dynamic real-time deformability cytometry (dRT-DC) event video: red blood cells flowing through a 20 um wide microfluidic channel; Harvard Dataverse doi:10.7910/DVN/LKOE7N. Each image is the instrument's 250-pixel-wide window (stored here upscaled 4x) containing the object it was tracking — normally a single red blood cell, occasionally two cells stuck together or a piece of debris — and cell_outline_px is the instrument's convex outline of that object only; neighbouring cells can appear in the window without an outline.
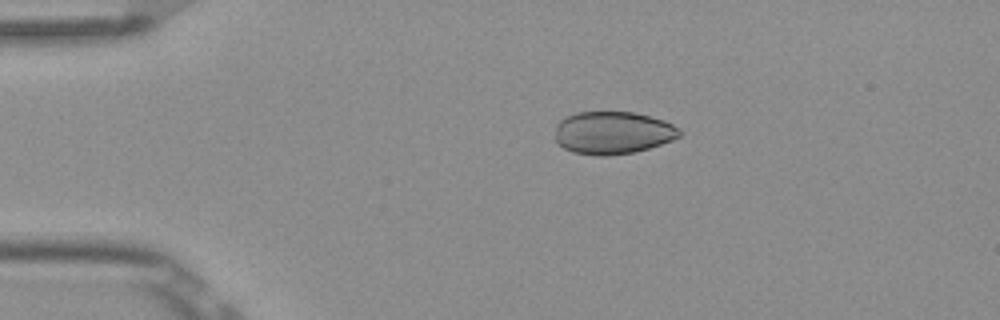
{"species": "Egyptian fruit bat (a non-hibernating species)", "species_latin": "Rousettus aegyptiacus", "temperature_condition": "room temperature", "stored_images_in_passage": 4, "camera_frame_rate_fps": 3000, "um_per_image_px": 0.085, "frame": {"image": 1, "passage_image": 3, "time_ms": 0.667, "image_size_px": [1000, 320], "cell_outline_px": [[680, 136], [672, 140], [648, 148], [632, 152], [608, 156], [596, 156], [572, 152], [564, 148], [556, 140], [556, 124], [560, 120], [576, 112], [632, 112], [664, 120], [680, 128]], "centroid_in_image_um": [52.08, 11.29], "position_along_channel_um": 32.9, "area_um2": 30.81}}